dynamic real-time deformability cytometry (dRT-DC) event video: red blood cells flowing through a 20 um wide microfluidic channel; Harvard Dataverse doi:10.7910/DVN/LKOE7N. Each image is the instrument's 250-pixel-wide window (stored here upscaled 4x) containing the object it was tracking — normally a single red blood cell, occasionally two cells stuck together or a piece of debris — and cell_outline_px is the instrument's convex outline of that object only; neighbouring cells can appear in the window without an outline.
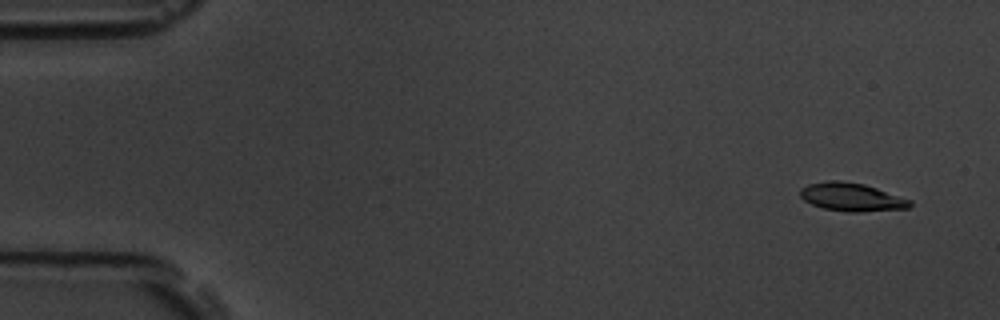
{"species": "common noctule bat (a hibernating species)", "species_latin": "Nyctalus noctula", "temperature_condition": "room temperature", "stored_images_in_passage": 4, "camera_frame_rate_fps": 3000, "um_per_image_px": 0.085, "animal": {"sex": "male", "body_mass_g": 19.5, "forearm_length_mm": 54.6}, "frame": {"image": 1, "passage_image": 1, "time_ms": 0.0, "image_size_px": [1000, 320], "cell_outline_px": [[912, 204], [908, 208], [860, 212], [848, 212], [824, 208], [812, 204], [804, 200], [800, 196], [800, 188], [808, 184], [832, 180], [836, 180], [864, 184], [912, 200]], "centroid_in_image_um": [72.39, 16.75], "position_along_channel_um": 12.6, "area_um2": 17.92}}
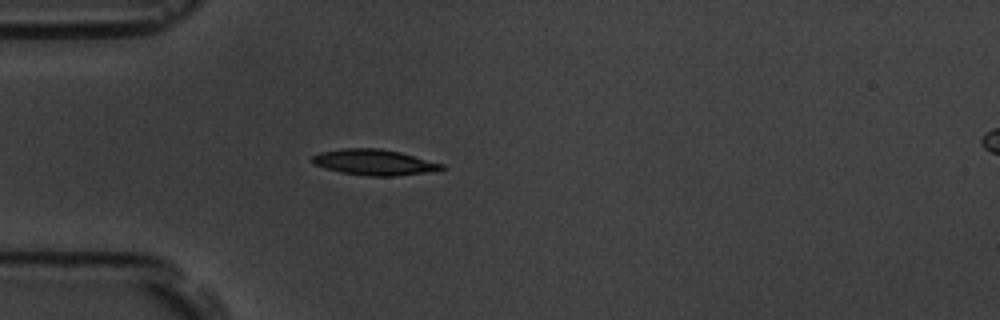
{"frame": {"image": 2, "passage_image": 4, "time_ms": 4.333, "image_size_px": [1000, 320], "cell_outline_px": [[444, 168], [440, 172], [392, 176], [368, 176], [340, 172], [316, 164], [308, 160], [312, 156], [320, 152], [344, 148], [380, 148], [400, 152], [444, 164]], "centroid_in_image_um": [31.87, 13.8], "position_along_channel_um": 53.1, "area_um2": 19.59}}